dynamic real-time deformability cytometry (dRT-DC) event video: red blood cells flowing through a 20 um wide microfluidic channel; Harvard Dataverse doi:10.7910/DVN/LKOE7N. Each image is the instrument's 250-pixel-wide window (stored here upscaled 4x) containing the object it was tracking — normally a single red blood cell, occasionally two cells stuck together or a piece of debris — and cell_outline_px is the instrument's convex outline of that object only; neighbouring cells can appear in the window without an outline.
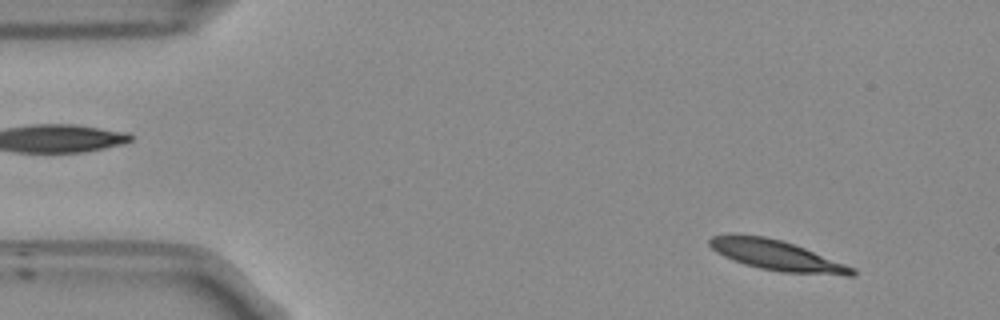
{"species": "Egyptian fruit bat (a non-hibernating species)", "species_latin": "Rousettus aegyptiacus", "temperature_condition": "room temperature", "stored_images_in_passage": 51, "camera_frame_rate_fps": 3000, "um_per_image_px": 0.085, "frame": {"image": 1, "passage_image": 3, "time_ms": 0.667, "image_size_px": [1000, 320], "cell_outline_px": [[856, 276], [844, 276], [780, 272], [760, 268], [744, 264], [732, 260], [716, 252], [708, 244], [708, 240], [712, 236], [728, 232], [736, 232], [764, 236], [780, 240], [804, 248], [856, 268]], "centroid_in_image_um": [65.98, 21.69], "position_along_channel_um": 19.0, "area_um2": 25.61}}
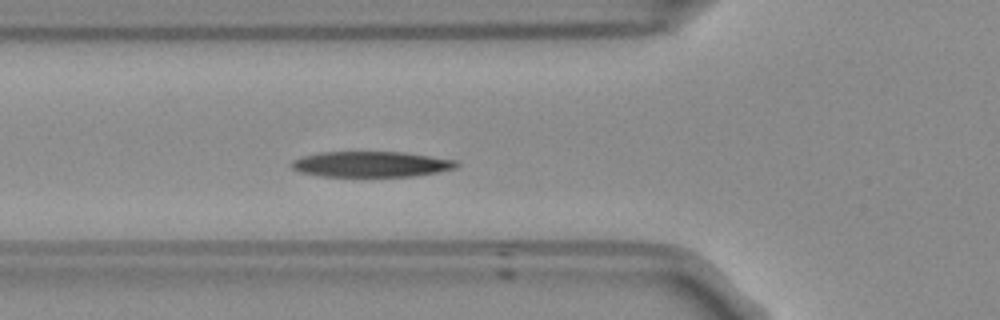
{"frame": {"image": 2, "passage_image": 16, "time_ms": 5.0, "image_size_px": [1000, 320], "cell_outline_px": [[460, 164], [456, 168], [440, 172], [416, 176], [320, 176], [300, 172], [292, 168], [292, 160], [304, 156], [320, 152], [404, 152], [456, 160]], "centroid_in_image_um": [31.59, 13.96], "position_along_channel_um": 94.2, "area_um2": 24.62}}
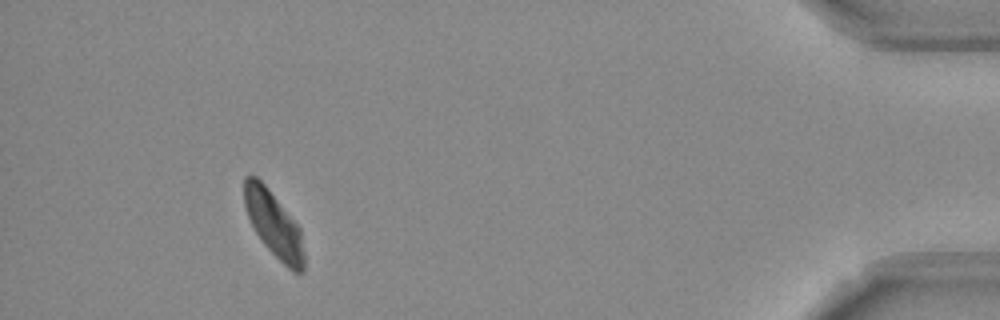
{"frame": {"image": 3, "passage_image": 47, "time_ms": 15.333, "image_size_px": [1000, 320], "cell_outline_px": [[304, 272], [292, 272], [260, 240], [248, 216], [244, 204], [244, 176], [256, 176], [268, 188], [300, 228], [304, 252]], "centroid_in_image_um": [23.27, 19.07], "position_along_channel_um": 411.9, "area_um2": 22.54}, "authors_computed_cell_mechanics": {"area_um2": 25.3164, "velocity_mm_per_s": 3.7186, "shape_relaxation_time_tau1_ms": 3.1642, "shape_relaxation_time_tau2_ms": 3.0335, "deformation_change_tau1": 0.1458, "deformation_change_tau2": 0.0774}}